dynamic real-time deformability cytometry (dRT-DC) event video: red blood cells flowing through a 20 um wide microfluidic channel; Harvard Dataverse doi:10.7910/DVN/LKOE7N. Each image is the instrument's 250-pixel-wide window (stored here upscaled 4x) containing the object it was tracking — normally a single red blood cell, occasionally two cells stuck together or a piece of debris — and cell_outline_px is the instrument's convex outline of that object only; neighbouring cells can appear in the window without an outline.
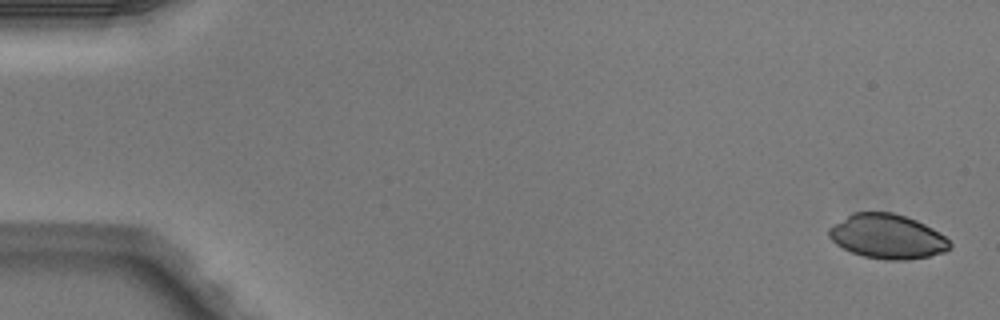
{"species": "Egyptian fruit bat (a non-hibernating species)", "species_latin": "Rousettus aegyptiacus", "temperature_condition": "warm", "stored_images_in_passage": 4, "camera_frame_rate_fps": 3000, "um_per_image_px": 0.085, "animal": {"sex": "male"}, "frame": {"image": 1, "passage_image": 1, "time_ms": 0.0, "image_size_px": [1000, 320], "cell_outline_px": [[952, 244], [944, 252], [928, 256], [908, 260], [888, 260], [864, 256], [852, 252], [836, 244], [828, 236], [828, 228], [852, 212], [892, 212], [916, 220], [932, 228], [944, 236]], "centroid_in_image_um": [75.4, 20.09], "position_along_channel_um": 9.6, "area_um2": 31.1}}